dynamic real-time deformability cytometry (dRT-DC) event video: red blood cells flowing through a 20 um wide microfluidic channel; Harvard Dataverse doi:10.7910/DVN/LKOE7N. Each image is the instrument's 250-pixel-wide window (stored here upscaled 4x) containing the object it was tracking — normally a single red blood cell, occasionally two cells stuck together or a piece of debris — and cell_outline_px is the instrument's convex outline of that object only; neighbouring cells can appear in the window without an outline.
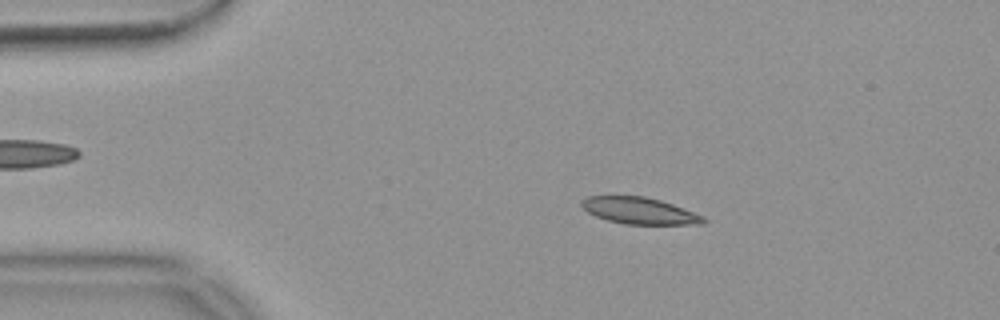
{"species": "common noctule bat (a hibernating species)", "species_latin": "Nyctalus noctula", "temperature_condition": "warm", "stored_images_in_passage": 53, "camera_frame_rate_fps": 3000, "um_per_image_px": 0.085, "animal": {"sex": "female", "body_mass_g": 18.4}, "frame": {"image": 1, "passage_image": 9, "time_ms": 2.667, "image_size_px": [1000, 320], "cell_outline_px": [[708, 220], [704, 224], [624, 224], [608, 220], [596, 216], [588, 212], [580, 204], [588, 196], [644, 196], [660, 200], [672, 204], [704, 216]], "centroid_in_image_um": [54.39, 17.92], "position_along_channel_um": 30.6, "area_um2": 18.73}}
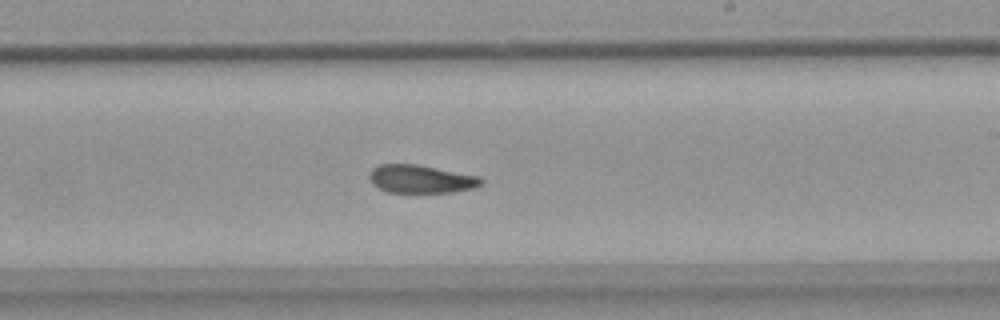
{"frame": {"image": 2, "passage_image": 31, "time_ms": 10.0, "image_size_px": [1000, 320], "cell_outline_px": [[484, 180], [480, 184], [472, 188], [452, 192], [388, 192], [372, 184], [368, 176], [368, 172], [372, 168], [380, 164], [416, 164], [480, 176]], "centroid_in_image_um": [35.74, 15.2], "position_along_channel_um": 253.3, "area_um2": 18.26}}
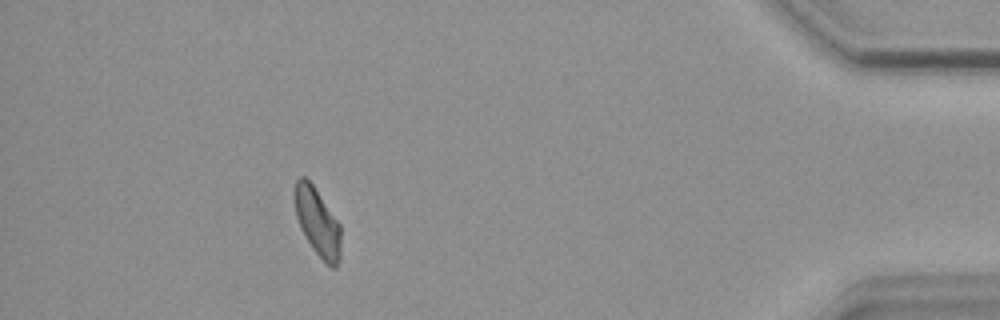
{"frame": {"image": 3, "passage_image": 48, "time_ms": 15.667, "image_size_px": [1000, 320], "cell_outline_px": [[340, 260], [336, 268], [332, 268], [312, 248], [300, 228], [296, 216], [292, 192], [296, 180], [300, 176], [304, 176], [312, 184], [340, 224]], "centroid_in_image_um": [26.95, 18.85], "position_along_channel_um": 408.2, "area_um2": 18.32}, "authors_computed_cell_mechanics": {"area_um2": 19.2474, "velocity_mm_per_s": 3.7037, "shape_relaxation_time_tau1_ms": null, "shape_relaxation_time_tau2_ms": 2.9815, "deformation_change_tau1": null, "deformation_change_tau2": 0.0816}}